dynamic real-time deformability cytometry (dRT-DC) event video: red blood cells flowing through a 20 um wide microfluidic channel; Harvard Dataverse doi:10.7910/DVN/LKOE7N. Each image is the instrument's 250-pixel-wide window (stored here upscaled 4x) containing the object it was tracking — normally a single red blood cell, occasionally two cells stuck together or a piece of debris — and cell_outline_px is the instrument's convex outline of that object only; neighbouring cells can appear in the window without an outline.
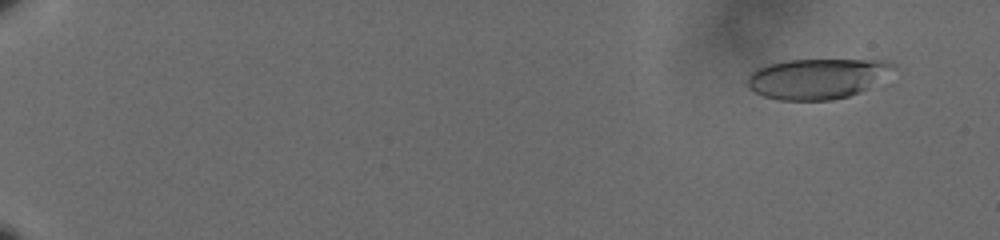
{"species": "human", "species_latin": "Homo sapiens", "temperature_condition": "cold", "stored_images_in_passage": 61, "camera_frame_rate_fps": 3000, "um_per_image_px": 0.085, "donor": {"sex": "male"}, "frame": {"image": 1, "passage_image": 5, "time_ms": 1.333, "image_size_px": [1000, 240], "cell_outline_px": [[900, 68], [868, 88], [860, 92], [848, 96], [832, 100], [780, 100], [764, 96], [748, 88], [744, 80], [756, 68], [768, 64], [784, 60], [888, 60], [896, 64]], "centroid_in_image_um": [69.49, 6.67], "position_along_channel_um": 15.5, "area_um2": 34.8}}
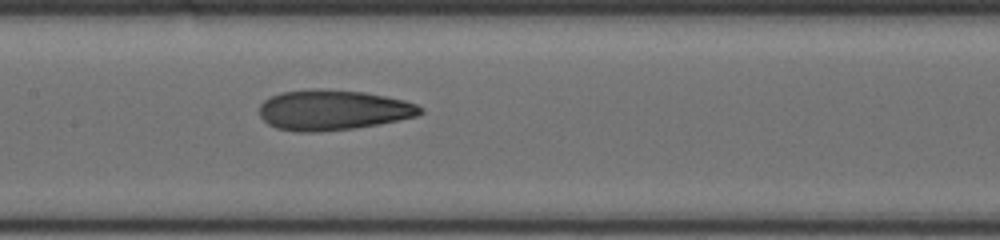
{"frame": {"image": 2, "passage_image": 34, "time_ms": 11.0, "image_size_px": [1000, 240], "cell_outline_px": [[424, 112], [416, 116], [380, 124], [356, 128], [320, 132], [296, 132], [276, 128], [268, 124], [260, 116], [260, 104], [264, 100], [280, 92], [312, 88], [320, 88], [364, 92], [404, 100], [416, 104], [424, 108]], "centroid_in_image_um": [28.29, 9.35], "position_along_channel_um": 179.1, "area_um2": 38.09}}
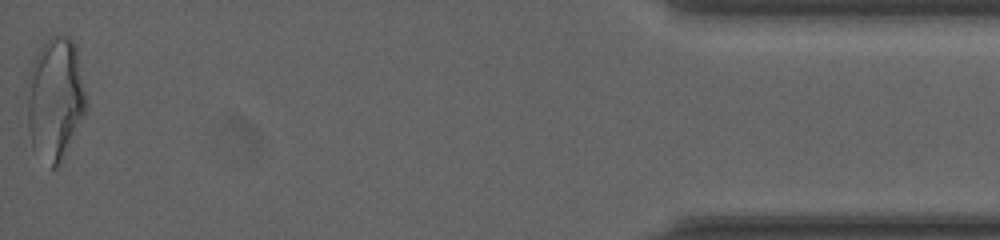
{"frame": {"image": 3, "passage_image": 61, "time_ms": 20.0, "image_size_px": [1000, 240], "cell_outline_px": [[88, 104], [60, 164], [56, 168], [52, 168], [32, 148], [28, 128], [28, 100], [32, 64], [40, 48], [52, 36], [68, 36], [76, 44], [88, 96]], "centroid_in_image_um": [4.74, 8.39], "position_along_channel_um": 430.5, "area_um2": 41.79}, "authors_computed_cell_mechanics": {"area_um2": 36.5296, "velocity_mm_per_s": 3.607, "shape_relaxation_time_tau1_ms": 7.5375, "shape_relaxation_time_tau2_ms": 2.1977, "deformation_change_tau1": 0.2005, "deformation_change_tau2": 0.0991}}